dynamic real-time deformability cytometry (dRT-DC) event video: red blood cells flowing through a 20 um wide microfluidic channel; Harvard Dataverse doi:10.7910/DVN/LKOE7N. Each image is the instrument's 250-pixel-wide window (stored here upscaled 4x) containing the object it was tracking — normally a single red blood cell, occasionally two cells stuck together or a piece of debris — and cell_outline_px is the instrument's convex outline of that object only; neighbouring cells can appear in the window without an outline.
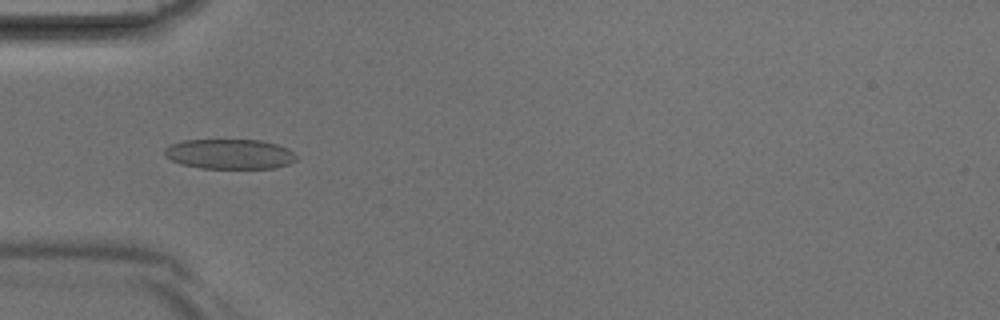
{"species": "Egyptian fruit bat (a non-hibernating species)", "species_latin": "Rousettus aegyptiacus", "temperature_condition": "room temperature", "stored_images_in_passage": 38, "camera_frame_rate_fps": 3000, "um_per_image_px": 0.085, "animal": {"sex": "male"}, "frame": {"image": 1, "passage_image": 10, "time_ms": 3.0, "image_size_px": [1000, 320], "cell_outline_px": [[296, 160], [288, 164], [276, 168], [200, 168], [180, 164], [164, 156], [164, 148], [172, 144], [184, 140], [260, 140], [276, 144], [292, 152], [296, 156]], "centroid_in_image_um": [19.48, 13.1], "position_along_channel_um": 65.5, "area_um2": 22.89}}
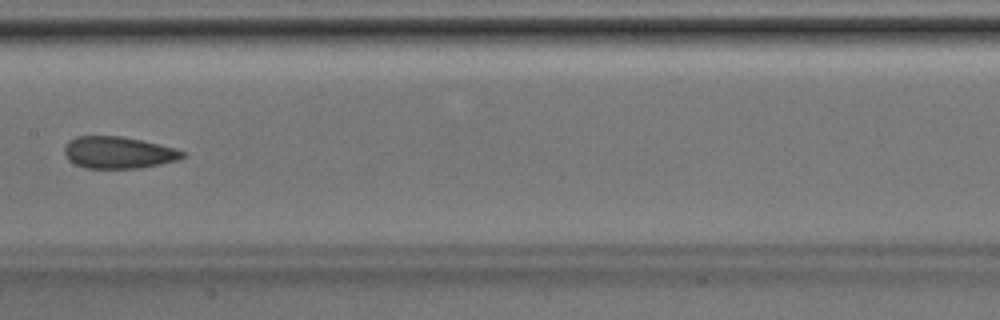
{"frame": {"image": 2, "passage_image": 18, "time_ms": 5.667, "image_size_px": [1000, 320], "cell_outline_px": [[184, 156], [180, 160], [140, 168], [84, 168], [68, 160], [64, 152], [64, 148], [68, 140], [76, 136], [120, 136], [140, 140], [176, 148], [184, 152]], "centroid_in_image_um": [10.04, 12.97], "position_along_channel_um": 197.4, "area_um2": 21.96}}
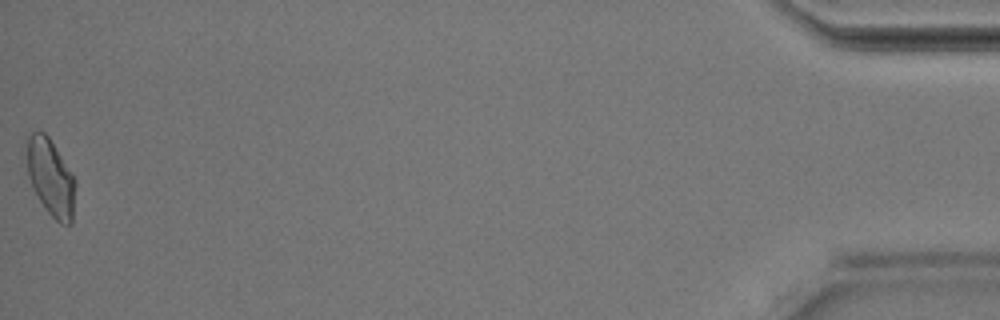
{"frame": {"image": 3, "passage_image": 38, "time_ms": 12.333, "image_size_px": [1000, 320], "cell_outline_px": [[76, 184], [72, 224], [60, 224], [44, 208], [32, 188], [28, 176], [28, 136], [32, 132], [44, 132], [48, 136], [76, 180]], "centroid_in_image_um": [4.33, 15.14], "position_along_channel_um": 430.9, "area_um2": 21.56}}